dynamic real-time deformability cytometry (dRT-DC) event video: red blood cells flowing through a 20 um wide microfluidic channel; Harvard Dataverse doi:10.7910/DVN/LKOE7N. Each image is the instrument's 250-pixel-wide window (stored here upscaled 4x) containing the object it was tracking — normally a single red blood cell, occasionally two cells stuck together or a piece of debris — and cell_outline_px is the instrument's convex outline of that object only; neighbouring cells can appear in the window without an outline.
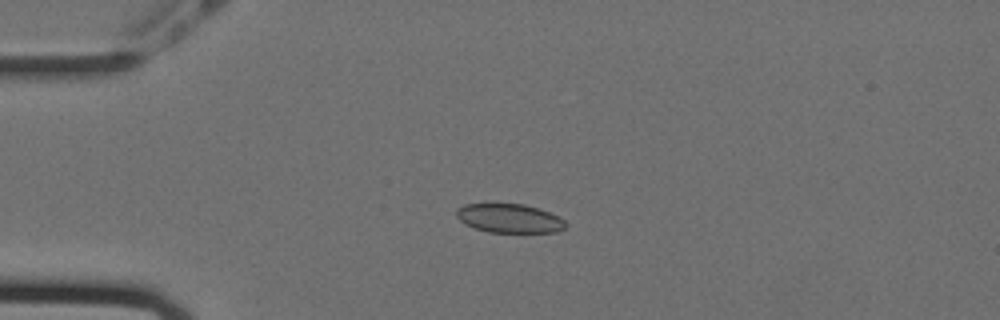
{"species": "Egyptian fruit bat (a non-hibernating species)", "species_latin": "Rousettus aegyptiacus", "temperature_condition": "cold", "stored_images_in_passage": 47, "camera_frame_rate_fps": 3000, "um_per_image_px": 0.085, "animal": {"sex": "female"}, "frame": {"image": 1, "passage_image": 4, "time_ms": 1.0, "image_size_px": [1000, 320], "cell_outline_px": [[568, 224], [564, 228], [556, 232], [488, 232], [464, 224], [456, 216], [456, 208], [464, 204], [524, 204], [548, 212], [564, 220]], "centroid_in_image_um": [43.27, 18.56], "position_along_channel_um": 41.7, "area_um2": 18.26}}
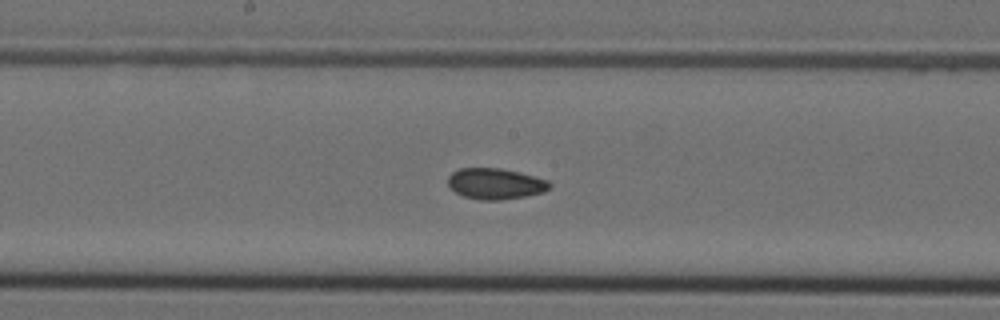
{"frame": {"image": 2, "passage_image": 20, "time_ms": 6.333, "image_size_px": [1000, 320], "cell_outline_px": [[552, 188], [544, 192], [524, 196], [500, 200], [480, 200], [464, 196], [456, 192], [448, 184], [448, 176], [452, 172], [460, 168], [500, 168], [520, 172], [548, 180], [552, 184]], "centroid_in_image_um": [42.14, 15.61], "position_along_channel_um": 206.1, "area_um2": 18.38}}
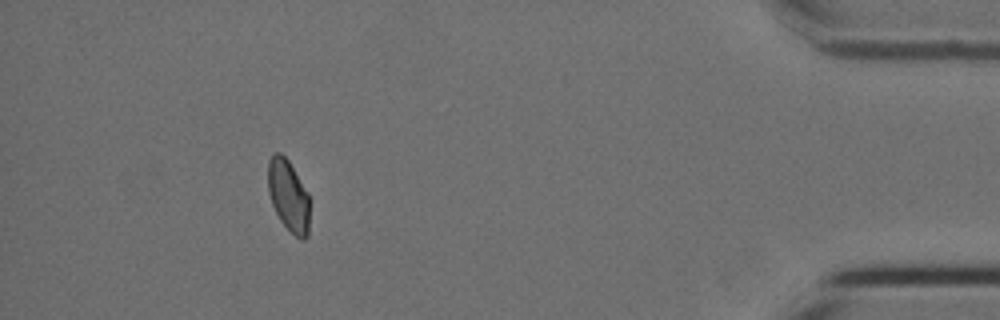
{"frame": {"image": 3, "passage_image": 42, "time_ms": 13.667, "image_size_px": [1000, 320], "cell_outline_px": [[308, 236], [304, 240], [300, 240], [280, 220], [272, 204], [268, 192], [268, 160], [276, 152], [280, 152], [288, 160], [308, 192]], "centroid_in_image_um": [24.51, 16.62], "position_along_channel_um": 410.7, "area_um2": 17.17}, "authors_computed_cell_mechanics": {"area_um2": 18.207, "velocity_mm_per_s": 3.5549, "shape_relaxation_time_tau1_ms": null, "shape_relaxation_time_tau2_ms": 2.2117, "deformation_change_tau1": null, "deformation_change_tau2": 0.0603}}